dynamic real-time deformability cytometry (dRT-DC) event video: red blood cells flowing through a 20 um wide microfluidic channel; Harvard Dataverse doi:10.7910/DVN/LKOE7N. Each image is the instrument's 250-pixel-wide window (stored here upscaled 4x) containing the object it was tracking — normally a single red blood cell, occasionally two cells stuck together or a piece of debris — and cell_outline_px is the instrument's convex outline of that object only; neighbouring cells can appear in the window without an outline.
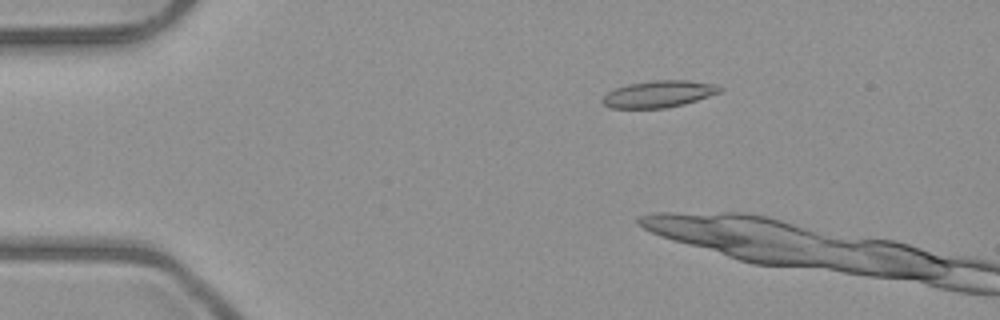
{"species": "common noctule bat (a hibernating species)", "species_latin": "Nyctalus noctula", "temperature_condition": "room temperature", "stored_images_in_passage": 2, "camera_frame_rate_fps": 3000, "um_per_image_px": 0.085, "animal": {"sex": "male", "body_mass_g": 23.1, "forearm_length_mm": 52.7}, "frame": {"image": 1, "passage_image": 1, "time_ms": 0.0, "image_size_px": [1000, 320], "cell_outline_px": [[724, 88], [720, 92], [684, 104], [664, 108], [612, 108], [604, 104], [600, 100], [608, 92], [616, 88], [628, 84], [652, 80], [688, 80], [712, 84]], "centroid_in_image_um": [55.97, 7.99], "position_along_channel_um": 29.0, "area_um2": 18.15}}